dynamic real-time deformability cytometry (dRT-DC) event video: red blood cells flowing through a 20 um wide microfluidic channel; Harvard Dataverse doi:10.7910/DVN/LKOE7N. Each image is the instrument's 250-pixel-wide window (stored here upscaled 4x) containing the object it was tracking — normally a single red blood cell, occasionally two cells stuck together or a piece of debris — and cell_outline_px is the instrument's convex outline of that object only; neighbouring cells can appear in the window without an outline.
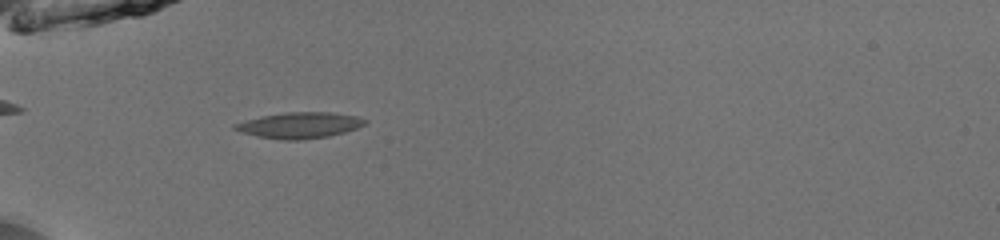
{"species": "common noctule bat (a hibernating species)", "species_latin": "Nyctalus noctula", "temperature_condition": "room temperature", "stored_images_in_passage": 35, "camera_frame_rate_fps": 3000, "um_per_image_px": 0.085, "animal": {"sex": "male", "body_mass_g": 13.0, "forearm_length_mm": 53.1}, "frame": {"image": 1, "passage_image": 1, "time_ms": 0.0, "image_size_px": [1000, 240], "cell_outline_px": [[368, 120], [364, 124], [356, 128], [344, 132], [328, 136], [300, 140], [284, 140], [256, 136], [232, 128], [232, 124], [260, 116], [284, 112], [328, 112], [356, 116]], "centroid_in_image_um": [25.44, 10.64], "position_along_channel_um": 59.6, "area_um2": 19.54}}
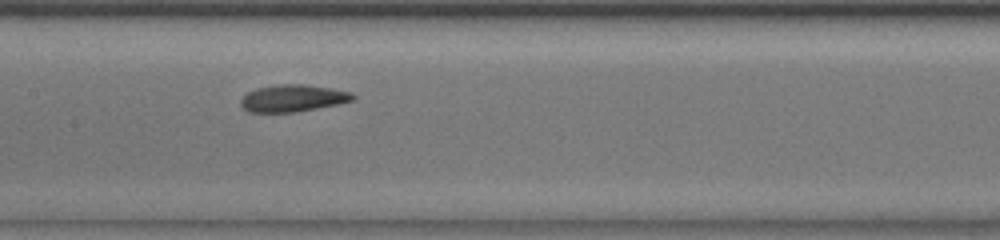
{"frame": {"image": 2, "passage_image": 11, "time_ms": 3.333, "image_size_px": [1000, 240], "cell_outline_px": [[356, 96], [352, 100], [336, 104], [296, 112], [248, 112], [240, 104], [240, 100], [248, 92], [256, 88], [276, 84], [304, 84], [332, 88], [352, 92]], "centroid_in_image_um": [24.88, 8.34], "position_along_channel_um": 182.5, "area_um2": 17.63}}
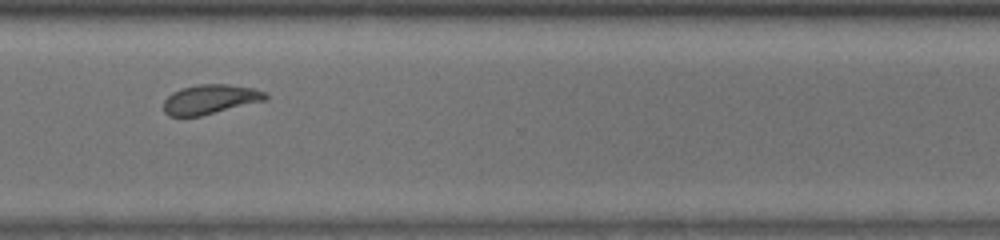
{"frame": {"image": 3, "passage_image": 24, "time_ms": 7.667, "image_size_px": [1000, 240], "cell_outline_px": [[268, 100], [200, 116], [168, 116], [164, 112], [164, 100], [172, 92], [180, 88], [196, 84], [228, 84], [252, 88], [268, 92]], "centroid_in_image_um": [17.89, 8.43], "position_along_channel_um": 352.7, "area_um2": 17.74}, "authors_computed_cell_mechanics": {"area_um2": 17.8024, "velocity_mm_per_s": 3.9388, "shape_relaxation_time_tau1_ms": 3.3554, "shape_relaxation_time_tau2_ms": 1.9689, "deformation_change_tau1": 0.1141, "deformation_change_tau2": 0.0722}}